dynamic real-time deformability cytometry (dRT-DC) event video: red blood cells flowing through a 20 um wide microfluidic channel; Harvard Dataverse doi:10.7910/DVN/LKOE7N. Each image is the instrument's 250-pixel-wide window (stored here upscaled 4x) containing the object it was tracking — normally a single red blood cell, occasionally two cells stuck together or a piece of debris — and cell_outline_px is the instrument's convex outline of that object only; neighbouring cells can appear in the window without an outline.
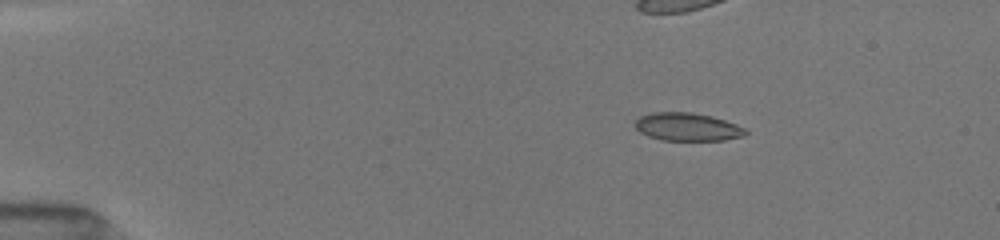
{"species": "common noctule bat (a hibernating species)", "species_latin": "Nyctalus noctula", "temperature_condition": "room temperature", "stored_images_in_passage": 19, "camera_frame_rate_fps": 3000, "um_per_image_px": 0.085, "animal": {"sex": "female", "body_mass_g": 19.5, "forearm_length_mm": 54.1}, "frame": {"image": 1, "passage_image": 6, "time_ms": 1.667, "image_size_px": [1000, 240], "cell_outline_px": [[748, 132], [744, 136], [724, 140], [660, 140], [648, 136], [640, 132], [636, 128], [636, 120], [640, 116], [652, 112], [692, 112], [712, 116], [736, 124], [744, 128]], "centroid_in_image_um": [58.43, 10.78], "position_along_channel_um": 26.6, "area_um2": 18.03}}